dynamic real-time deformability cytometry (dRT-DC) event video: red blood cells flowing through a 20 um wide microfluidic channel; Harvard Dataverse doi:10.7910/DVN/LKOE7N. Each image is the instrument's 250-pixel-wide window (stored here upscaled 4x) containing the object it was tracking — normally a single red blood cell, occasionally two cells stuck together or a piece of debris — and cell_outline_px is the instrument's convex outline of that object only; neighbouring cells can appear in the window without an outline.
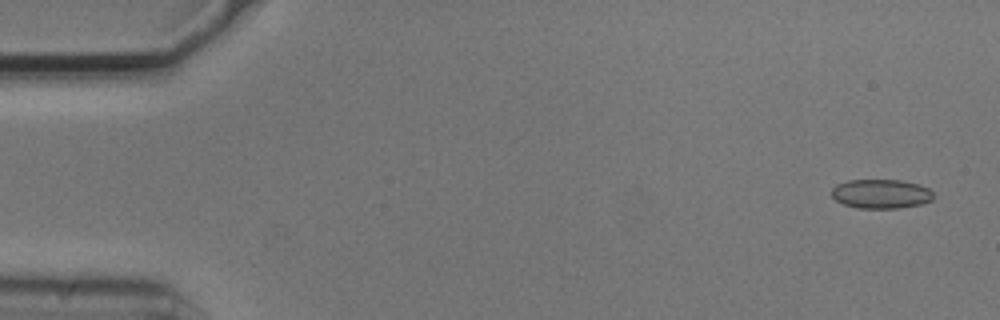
{"species": "common noctule bat (a hibernating species)", "species_latin": "Nyctalus noctula", "temperature_condition": "cold", "stored_images_in_passage": 4, "camera_frame_rate_fps": 3000, "um_per_image_px": 0.085, "animal": {"sex": "male", "body_mass_g": 20.5, "forearm_length_mm": 52.5}, "frame": {"image": 1, "passage_image": 1, "time_ms": 0.0, "image_size_px": [1000, 320], "cell_outline_px": [[932, 200], [920, 204], [896, 208], [856, 208], [844, 204], [836, 200], [832, 196], [832, 188], [836, 184], [848, 180], [900, 180], [916, 184], [928, 188], [932, 192]], "centroid_in_image_um": [74.85, 16.47], "position_along_channel_um": 10.2, "area_um2": 17.17}}